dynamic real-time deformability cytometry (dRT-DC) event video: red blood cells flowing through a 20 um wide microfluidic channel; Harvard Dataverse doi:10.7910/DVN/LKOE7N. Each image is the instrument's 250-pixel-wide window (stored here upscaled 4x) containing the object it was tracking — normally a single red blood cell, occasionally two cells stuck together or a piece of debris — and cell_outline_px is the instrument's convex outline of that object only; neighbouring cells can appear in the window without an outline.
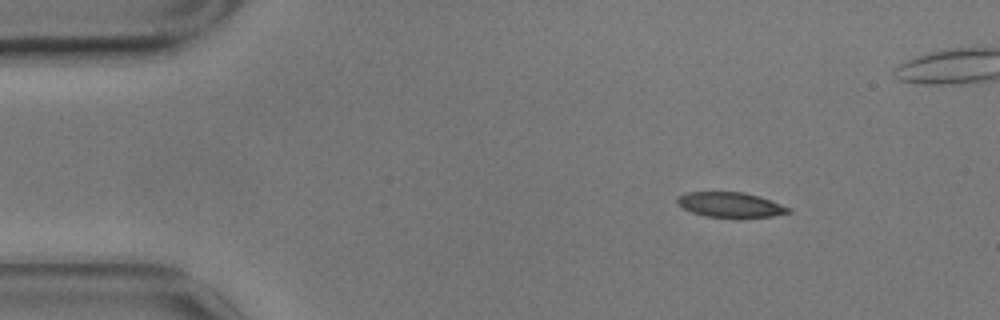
{"species": "common noctule bat (a hibernating species)", "species_latin": "Nyctalus noctula", "temperature_condition": "cold", "stored_images_in_passage": 51, "camera_frame_rate_fps": 3000, "um_per_image_px": 0.085, "animal": {"sex": "male", "body_mass_g": 17.9}, "frame": {"image": 1, "passage_image": 1, "time_ms": 0.0, "image_size_px": [1000, 320], "cell_outline_px": [[792, 212], [772, 216], [736, 220], [704, 216], [692, 212], [676, 204], [676, 196], [688, 192], [744, 192], [760, 196], [792, 208]], "centroid_in_image_um": [62.1, 17.44], "position_along_channel_um": 22.9, "area_um2": 16.99}}
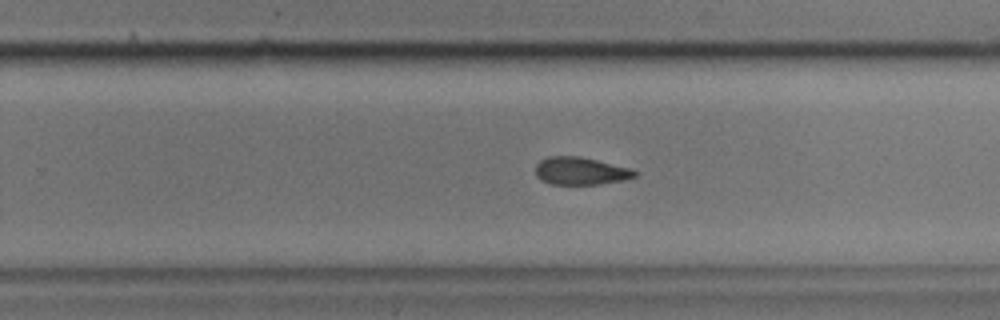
{"frame": {"image": 2, "passage_image": 29, "time_ms": 9.333, "image_size_px": [1000, 320], "cell_outline_px": [[636, 176], [624, 180], [600, 184], [552, 184], [540, 180], [536, 176], [536, 164], [540, 160], [548, 156], [580, 156], [628, 168], [636, 172]], "centroid_in_image_um": [49.29, 14.53], "position_along_channel_um": 280.5, "area_um2": 15.84}}
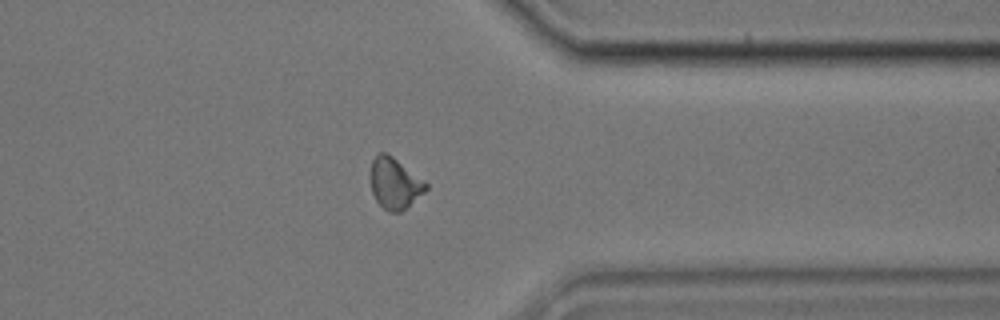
{"frame": {"image": 3, "passage_image": 38, "time_ms": 12.333, "image_size_px": [1000, 320], "cell_outline_px": [[428, 188], [424, 192], [400, 212], [388, 212], [376, 200], [372, 192], [368, 180], [368, 172], [372, 160], [380, 152], [384, 152], [392, 156], [428, 184]], "centroid_in_image_um": [33.48, 15.57], "position_along_channel_um": 377.9, "area_um2": 16.47}, "authors_computed_cell_mechanics": {"area_um2": 16.9354, "velocity_mm_per_s": 3.4763, "shape_relaxation_time_tau1_ms": 5.7931, "shape_relaxation_time_tau2_ms": 3.5291, "deformation_change_tau1": 0.1456, "deformation_change_tau2": 0.0958}}